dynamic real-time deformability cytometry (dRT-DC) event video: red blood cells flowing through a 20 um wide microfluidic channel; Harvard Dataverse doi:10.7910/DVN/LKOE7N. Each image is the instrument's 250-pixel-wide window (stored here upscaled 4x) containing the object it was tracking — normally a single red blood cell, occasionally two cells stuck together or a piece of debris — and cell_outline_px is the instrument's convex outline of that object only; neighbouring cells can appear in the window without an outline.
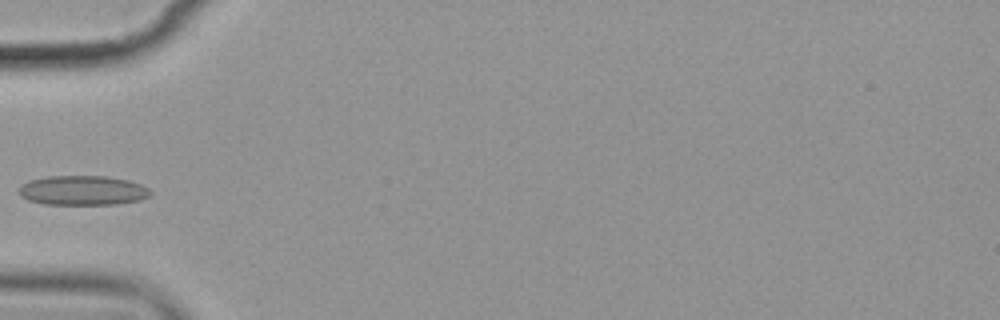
{"species": "common noctule bat (a hibernating species)", "species_latin": "Nyctalus noctula", "temperature_condition": "cold", "stored_images_in_passage": 5, "camera_frame_rate_fps": 3000, "um_per_image_px": 0.085, "animal": {"sex": "female", "body_mass_g": 19.9}, "frame": {"image": 1, "passage_image": 5, "time_ms": 5.333, "image_size_px": [1000, 320], "cell_outline_px": [[152, 192], [148, 196], [140, 200], [116, 204], [44, 204], [28, 200], [20, 196], [20, 184], [28, 180], [48, 176], [108, 176], [128, 180], [140, 184], [148, 188]], "centroid_in_image_um": [7.01, 16.18], "position_along_channel_um": 78.0, "area_um2": 22.72}}